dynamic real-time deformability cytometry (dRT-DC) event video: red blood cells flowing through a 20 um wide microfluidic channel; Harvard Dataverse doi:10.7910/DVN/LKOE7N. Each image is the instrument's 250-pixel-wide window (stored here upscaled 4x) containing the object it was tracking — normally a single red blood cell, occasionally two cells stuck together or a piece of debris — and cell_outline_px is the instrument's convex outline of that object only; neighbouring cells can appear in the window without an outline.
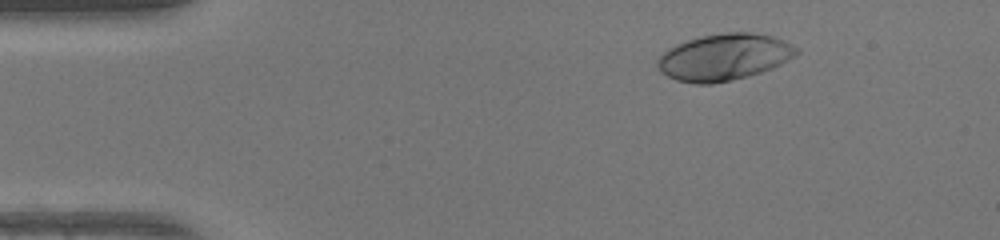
{"species": "human", "species_latin": "Homo sapiens", "temperature_condition": "warm", "stored_images_in_passage": 48, "camera_frame_rate_fps": 3000, "um_per_image_px": 0.085, "donor": {"sex": "female"}, "frame": {"image": 1, "passage_image": 7, "time_ms": 2.0, "image_size_px": [1000, 240], "cell_outline_px": [[800, 52], [796, 56], [772, 68], [748, 76], [712, 84], [696, 84], [676, 80], [660, 72], [656, 64], [656, 60], [668, 48], [676, 44], [700, 36], [724, 32], [752, 32], [772, 36], [800, 48]], "centroid_in_image_um": [61.54, 4.85], "position_along_channel_um": 23.5, "area_um2": 37.86}}
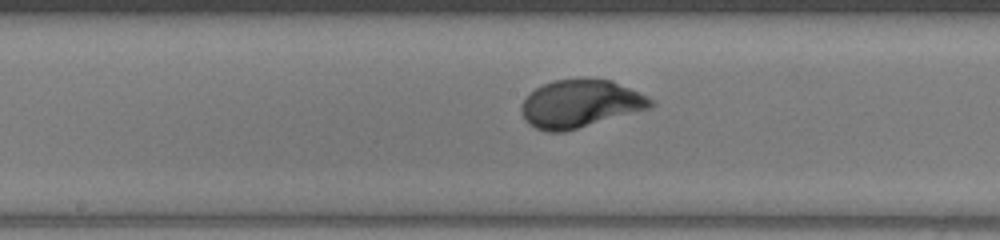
{"frame": {"image": 2, "passage_image": 25, "time_ms": 8.0, "image_size_px": [1000, 240], "cell_outline_px": [[656, 104], [652, 108], [564, 132], [548, 132], [536, 128], [528, 124], [520, 112], [520, 104], [536, 88], [544, 84], [556, 80], [612, 80], [656, 100]], "centroid_in_image_um": [49.35, 8.85], "position_along_channel_um": 198.9, "area_um2": 35.84}}
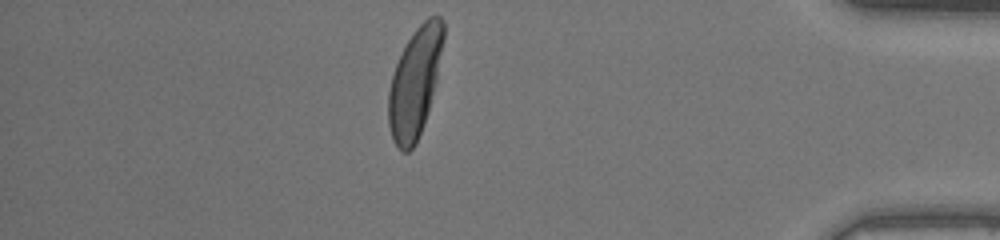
{"frame": {"image": 3, "passage_image": 42, "time_ms": 13.667, "image_size_px": [1000, 240], "cell_outline_px": [[444, 36], [436, 80], [428, 112], [416, 144], [408, 152], [404, 152], [392, 140], [388, 124], [388, 92], [392, 76], [396, 64], [408, 40], [416, 28], [428, 16], [440, 16], [444, 20]], "centroid_in_image_um": [35.26, 7.02], "position_along_channel_um": 399.9, "area_um2": 34.68}, "authors_computed_cell_mechanics": {"area_um2": 35.8649, "velocity_mm_per_s": 4.2638, "shape_relaxation_time_tau1_ms": 2.2968, "shape_relaxation_time_tau2_ms": null, "deformation_change_tau1": 0.1756, "deformation_change_tau2": null}}